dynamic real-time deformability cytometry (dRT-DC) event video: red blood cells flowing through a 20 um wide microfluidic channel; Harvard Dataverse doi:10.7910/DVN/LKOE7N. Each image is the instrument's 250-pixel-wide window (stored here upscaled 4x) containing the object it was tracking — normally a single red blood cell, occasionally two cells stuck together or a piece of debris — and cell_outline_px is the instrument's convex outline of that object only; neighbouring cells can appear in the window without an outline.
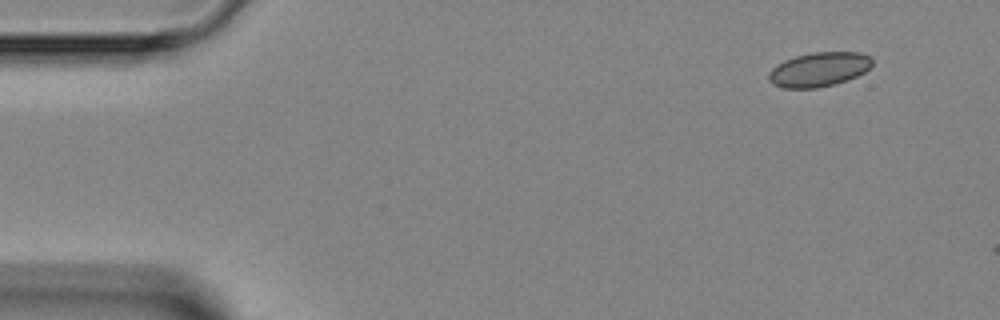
{"species": "Egyptian fruit bat (a non-hibernating species)", "species_latin": "Rousettus aegyptiacus", "temperature_condition": "room temperature", "stored_images_in_passage": 3, "camera_frame_rate_fps": 3000, "um_per_image_px": 0.085, "animal": {"sex": "female"}, "frame": {"image": 1, "passage_image": 1, "time_ms": 0.0, "image_size_px": [1000, 320], "cell_outline_px": [[872, 64], [864, 72], [856, 76], [832, 84], [816, 88], [784, 88], [772, 84], [768, 80], [768, 72], [776, 64], [784, 60], [796, 56], [812, 52], [860, 52], [872, 56]], "centroid_in_image_um": [69.58, 5.89], "position_along_channel_um": 15.4, "area_um2": 20.69}}